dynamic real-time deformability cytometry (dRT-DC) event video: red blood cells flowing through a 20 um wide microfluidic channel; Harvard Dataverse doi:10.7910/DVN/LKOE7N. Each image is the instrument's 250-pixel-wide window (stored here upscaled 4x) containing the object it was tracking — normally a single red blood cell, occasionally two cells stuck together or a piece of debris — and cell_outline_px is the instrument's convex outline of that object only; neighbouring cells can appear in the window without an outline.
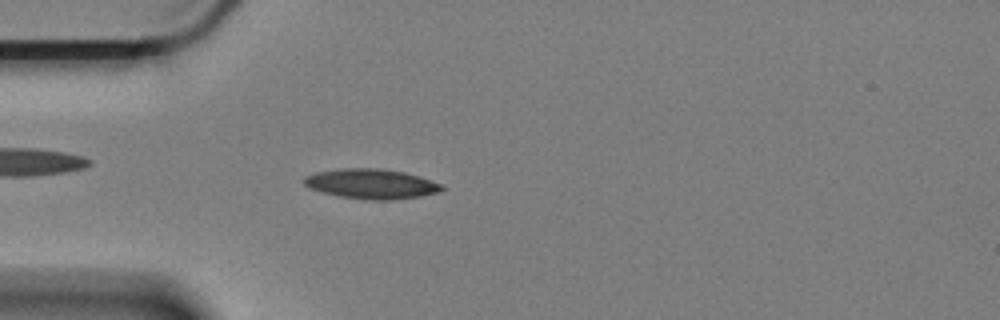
{"species": "Egyptian fruit bat (a non-hibernating species)", "species_latin": "Rousettus aegyptiacus", "temperature_condition": "cold", "stored_images_in_passage": 46, "camera_frame_rate_fps": 3000, "um_per_image_px": 0.085, "animal": {"sex": "female"}, "frame": {"image": 1, "passage_image": 3, "time_ms": 0.667, "image_size_px": [1000, 320], "cell_outline_px": [[444, 188], [440, 192], [420, 196], [392, 200], [368, 200], [336, 196], [320, 192], [308, 188], [304, 184], [304, 176], [316, 172], [344, 168], [376, 168], [404, 172], [420, 176], [444, 184]], "centroid_in_image_um": [31.56, 15.64], "position_along_channel_um": 53.4, "area_um2": 24.28}}
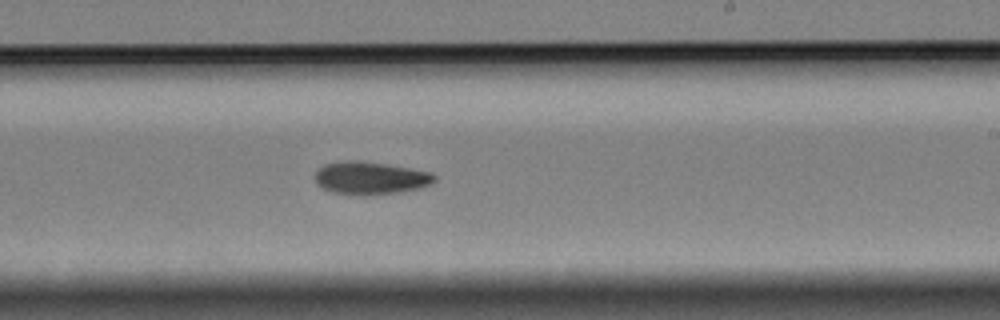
{"frame": {"image": 2, "passage_image": 22, "time_ms": 7.0, "image_size_px": [1000, 320], "cell_outline_px": [[436, 180], [420, 188], [400, 192], [368, 196], [360, 196], [332, 192], [320, 188], [316, 184], [316, 172], [324, 164], [348, 160], [360, 160], [388, 164], [432, 172], [436, 176]], "centroid_in_image_um": [31.48, 15.14], "position_along_channel_um": 257.5, "area_um2": 23.12}}
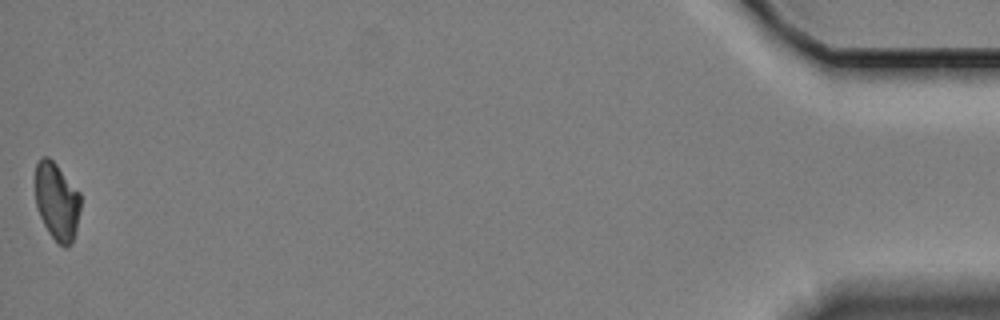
{"frame": {"image": 3, "passage_image": 46, "time_ms": 15.0, "image_size_px": [1000, 320], "cell_outline_px": [[80, 208], [76, 228], [72, 244], [68, 248], [64, 248], [48, 232], [40, 216], [36, 204], [36, 164], [40, 156], [48, 156], [56, 164], [80, 192]], "centroid_in_image_um": [4.84, 17.11], "position_along_channel_um": 430.4, "area_um2": 20.4}, "authors_computed_cell_mechanics": {"area_um2": 21.8195, "velocity_mm_per_s": 3.3298, "shape_relaxation_time_tau1_ms": 9.0988, "shape_relaxation_time_tau2_ms": null, "deformation_change_tau1": 0.1538, "deformation_change_tau2": null}}